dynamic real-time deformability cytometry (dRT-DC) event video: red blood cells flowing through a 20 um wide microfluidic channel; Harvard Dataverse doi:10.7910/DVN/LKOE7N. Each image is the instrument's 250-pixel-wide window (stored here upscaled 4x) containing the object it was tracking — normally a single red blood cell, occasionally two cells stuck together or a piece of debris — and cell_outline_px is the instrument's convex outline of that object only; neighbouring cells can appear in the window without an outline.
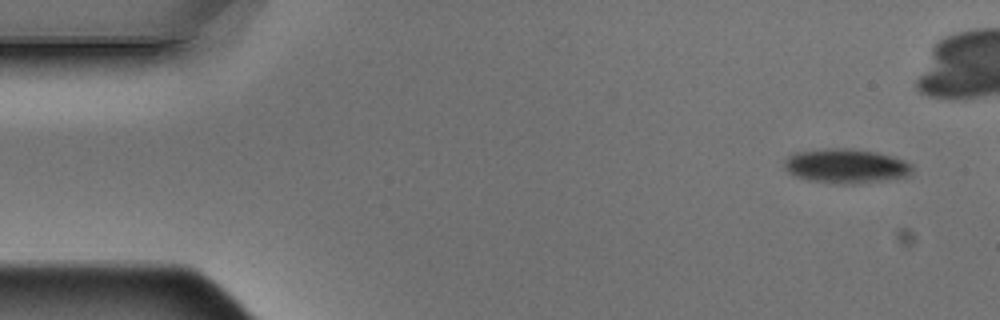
{"species": "Egyptian fruit bat (a non-hibernating species)", "species_latin": "Rousettus aegyptiacus", "temperature_condition": "warm", "stored_images_in_passage": 3, "camera_frame_rate_fps": 3000, "um_per_image_px": 0.085, "animal": {"sex": "male"}, "frame": {"image": 1, "passage_image": 1, "time_ms": 0.0, "image_size_px": [1000, 320], "cell_outline_px": [[912, 176], [852, 184], [844, 184], [808, 180], [796, 176], [788, 172], [784, 168], [784, 160], [788, 156], [796, 152], [828, 148], [852, 148], [876, 152], [892, 156], [904, 160], [912, 164]], "centroid_in_image_um": [71.92, 14.1], "position_along_channel_um": 13.1, "area_um2": 25.72}}